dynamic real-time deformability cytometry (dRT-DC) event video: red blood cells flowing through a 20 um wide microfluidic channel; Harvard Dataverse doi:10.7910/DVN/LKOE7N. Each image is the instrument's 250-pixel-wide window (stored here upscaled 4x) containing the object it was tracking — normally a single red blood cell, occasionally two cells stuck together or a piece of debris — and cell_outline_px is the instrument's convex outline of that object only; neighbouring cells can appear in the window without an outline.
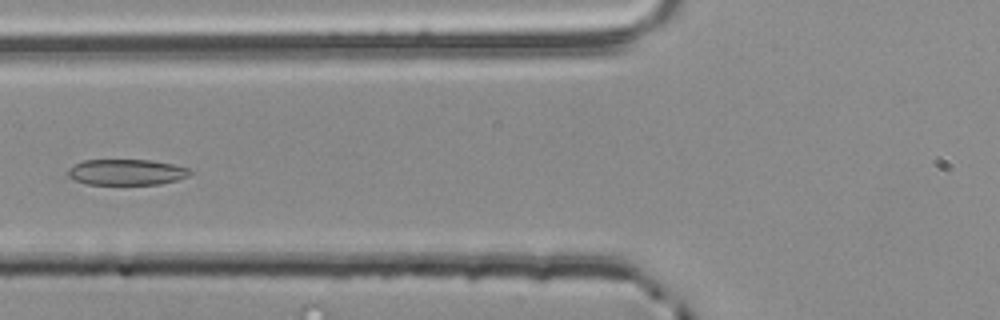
{"species": "common noctule bat (a hibernating species)", "species_latin": "Nyctalus noctula", "temperature_condition": "room temperature", "stored_images_in_passage": 4, "segment_of_instrument_passage": [2, 2], "camera_frame_rate_fps": 3000, "um_per_image_px": 0.085, "animal": {"sex": "male", "body_mass_g": 20.4}, "frame": {"image": 1, "passage_image": 4, "time_ms": 1.0, "image_size_px": [1000, 320], "cell_outline_px": [[192, 172], [188, 176], [176, 180], [160, 184], [88, 184], [76, 180], [68, 176], [68, 168], [72, 164], [84, 160], [152, 160], [172, 164], [188, 168]], "centroid_in_image_um": [10.73, 14.62], "position_along_channel_um": 115.1, "area_um2": 18.32}}